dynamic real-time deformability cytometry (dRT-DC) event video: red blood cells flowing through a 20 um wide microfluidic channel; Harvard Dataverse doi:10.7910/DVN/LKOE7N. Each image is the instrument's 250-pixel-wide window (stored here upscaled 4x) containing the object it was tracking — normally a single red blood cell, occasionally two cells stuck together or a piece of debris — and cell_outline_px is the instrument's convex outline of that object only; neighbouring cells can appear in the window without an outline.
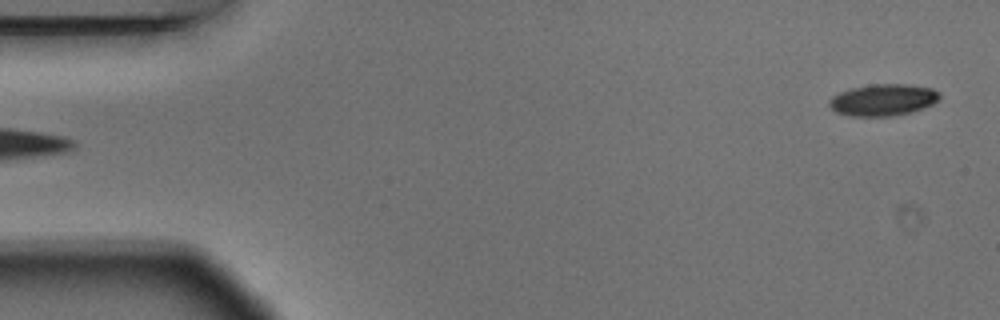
{"species": "Egyptian fruit bat (a non-hibernating species)", "species_latin": "Rousettus aegyptiacus", "temperature_condition": "warm", "stored_images_in_passage": 4, "camera_frame_rate_fps": 3000, "um_per_image_px": 0.085, "animal": {"sex": "male"}, "frame": {"image": 1, "passage_image": 4, "time_ms": 1.0, "image_size_px": [1000, 320], "cell_outline_px": [[940, 96], [932, 104], [924, 108], [912, 112], [892, 116], [852, 116], [836, 112], [828, 104], [828, 100], [832, 96], [840, 92], [852, 88], [872, 84], [908, 84], [932, 88], [940, 92]], "centroid_in_image_um": [75.06, 8.49], "position_along_channel_um": 9.9, "area_um2": 20.4}}